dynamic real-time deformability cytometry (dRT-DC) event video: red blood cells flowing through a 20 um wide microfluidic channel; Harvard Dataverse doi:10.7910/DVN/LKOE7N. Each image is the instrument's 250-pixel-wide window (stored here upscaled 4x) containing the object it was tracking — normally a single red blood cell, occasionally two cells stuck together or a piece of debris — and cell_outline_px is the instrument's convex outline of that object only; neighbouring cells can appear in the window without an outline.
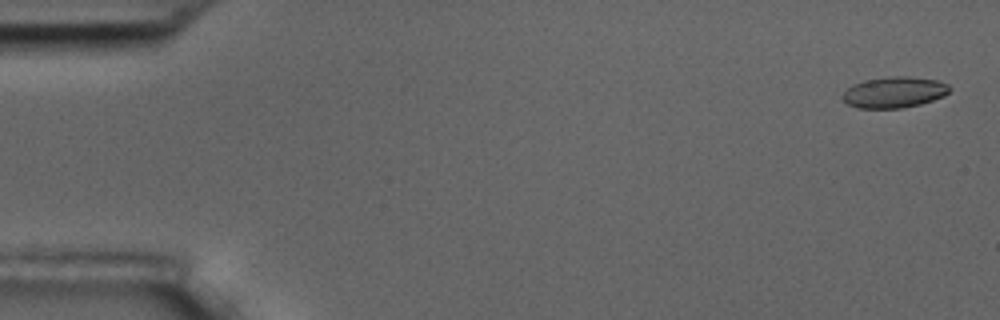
{"species": "common noctule bat (a hibernating species)", "species_latin": "Nyctalus noctula", "temperature_condition": "room temperature", "stored_images_in_passage": 8, "camera_frame_rate_fps": 3000, "um_per_image_px": 0.085, "animal": {"sex": "male", "body_mass_g": 17.5, "forearm_length_mm": 52.3}, "frame": {"image": 1, "passage_image": 1, "time_ms": 0.0, "image_size_px": [1000, 320], "cell_outline_px": [[952, 88], [944, 96], [920, 104], [900, 108], [856, 108], [848, 104], [840, 96], [852, 84], [864, 80], [892, 76], [908, 76], [936, 80], [948, 84]], "centroid_in_image_um": [75.99, 7.84], "position_along_channel_um": 9.0, "area_um2": 19.36}}
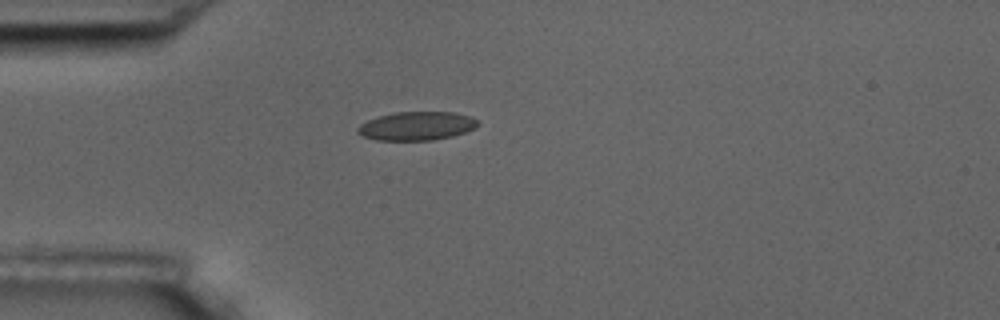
{"frame": {"image": 2, "passage_image": 5, "time_ms": 4.667, "image_size_px": [1000, 320], "cell_outline_px": [[480, 124], [476, 128], [452, 136], [432, 140], [376, 140], [364, 136], [356, 132], [356, 128], [360, 124], [368, 120], [392, 112], [456, 112], [480, 120]], "centroid_in_image_um": [35.43, 10.7], "position_along_channel_um": 49.6, "area_um2": 20.11}}